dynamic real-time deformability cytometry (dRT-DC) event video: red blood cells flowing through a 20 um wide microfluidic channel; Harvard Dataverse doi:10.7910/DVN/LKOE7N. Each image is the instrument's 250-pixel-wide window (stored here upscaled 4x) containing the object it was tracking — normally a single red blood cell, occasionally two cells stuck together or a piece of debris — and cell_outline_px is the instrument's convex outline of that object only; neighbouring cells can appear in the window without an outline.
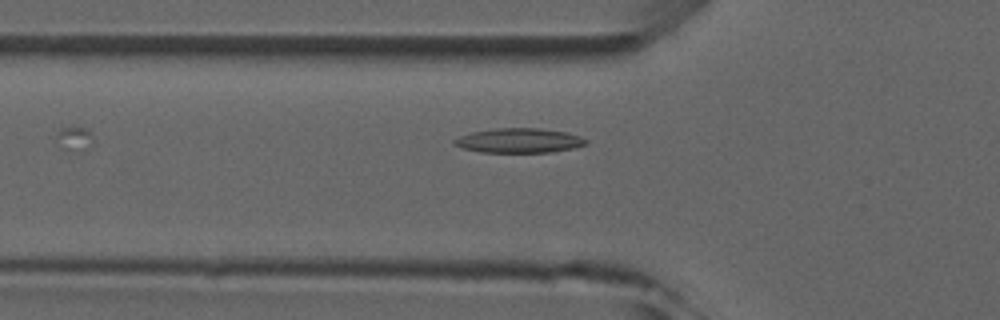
{"species": "common noctule bat (a hibernating species)", "species_latin": "Nyctalus noctula", "temperature_condition": "room temperature", "stored_images_in_passage": 6, "camera_frame_rate_fps": 3000, "um_per_image_px": 0.085, "animal": {"sex": "male", "forearm_length_mm": 52.5}, "frame": {"image": 1, "passage_image": 6, "time_ms": 6.0, "image_size_px": [1000, 320], "cell_outline_px": [[588, 144], [576, 148], [552, 152], [480, 152], [460, 148], [452, 144], [452, 140], [460, 136], [472, 132], [496, 128], [540, 128], [568, 132], [580, 136], [588, 140]], "centroid_in_image_um": [44.14, 11.95], "position_along_channel_um": 81.7, "area_um2": 19.13}}